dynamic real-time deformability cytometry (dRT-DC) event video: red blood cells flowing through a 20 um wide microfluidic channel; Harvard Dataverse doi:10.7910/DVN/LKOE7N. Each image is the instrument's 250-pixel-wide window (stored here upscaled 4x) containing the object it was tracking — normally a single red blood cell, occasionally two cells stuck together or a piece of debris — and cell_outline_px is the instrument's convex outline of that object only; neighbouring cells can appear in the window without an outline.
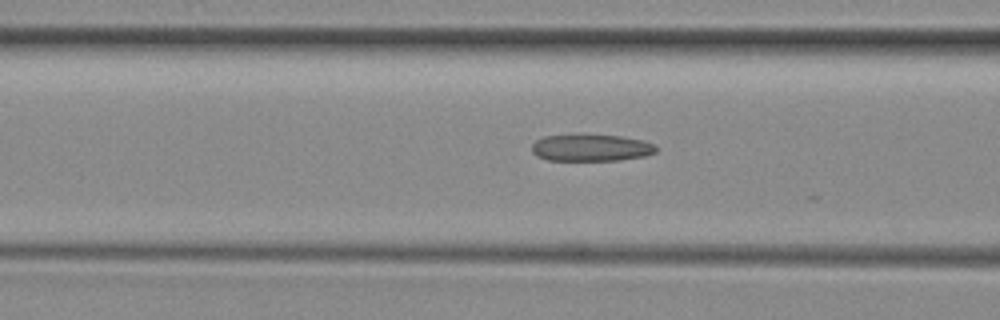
{"species": "common noctule bat (a hibernating species)", "species_latin": "Nyctalus noctula", "temperature_condition": "room temperature", "stored_images_in_passage": 21, "camera_frame_rate_fps": 3000, "um_per_image_px": 0.085, "animal": {"sex": "female", "body_mass_g": 29.2, "forearm_length_mm": 56.3}, "frame": {"image": 1, "passage_image": 20, "time_ms": 6.333, "image_size_px": [1000, 320], "cell_outline_px": [[656, 152], [644, 156], [620, 160], [548, 160], [536, 156], [532, 152], [532, 144], [536, 140], [544, 136], [620, 136], [640, 140], [652, 144], [656, 148]], "centroid_in_image_um": [50.2, 12.58], "position_along_channel_um": 116.4, "area_um2": 18.9}}